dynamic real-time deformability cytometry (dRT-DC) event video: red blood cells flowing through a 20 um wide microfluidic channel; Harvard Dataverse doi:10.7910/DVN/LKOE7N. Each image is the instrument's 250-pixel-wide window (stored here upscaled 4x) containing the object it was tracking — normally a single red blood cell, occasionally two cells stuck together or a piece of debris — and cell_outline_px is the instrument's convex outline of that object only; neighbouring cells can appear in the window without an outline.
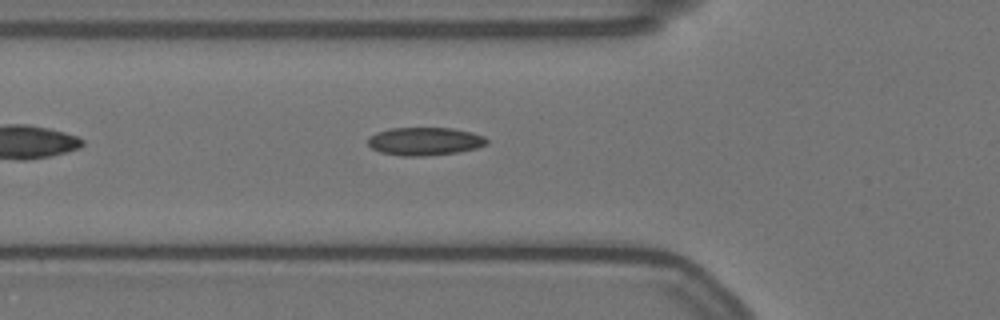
{"species": "Egyptian fruit bat (a non-hibernating species)", "species_latin": "Rousettus aegyptiacus", "temperature_condition": "warm", "stored_images_in_passage": 36, "camera_frame_rate_fps": 3000, "um_per_image_px": 0.085, "animal": {"sex": "female"}, "frame": {"image": 1, "passage_image": 4, "time_ms": 1.0, "image_size_px": [1000, 320], "cell_outline_px": [[488, 144], [476, 148], [460, 152], [424, 156], [400, 156], [380, 152], [372, 148], [368, 144], [368, 136], [376, 132], [388, 128], [452, 128], [472, 132], [484, 136], [488, 140]], "centroid_in_image_um": [36.1, 12.01], "position_along_channel_um": 89.7, "area_um2": 19.65}}
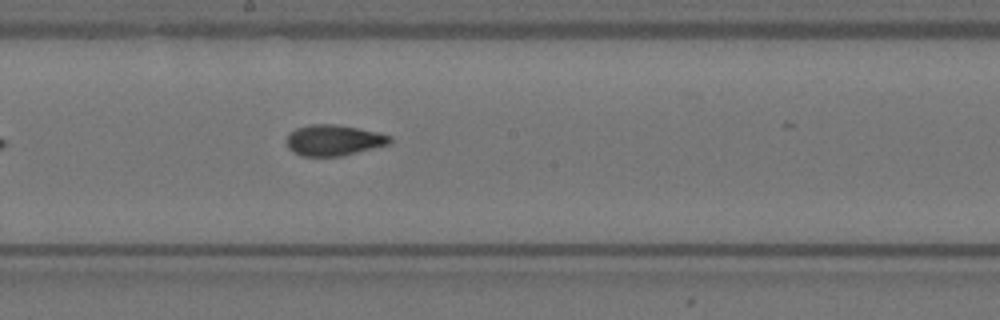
{"frame": {"image": 2, "passage_image": 15, "time_ms": 4.667, "image_size_px": [1000, 320], "cell_outline_px": [[392, 144], [340, 156], [300, 156], [292, 152], [288, 148], [288, 132], [296, 128], [308, 124], [332, 124], [356, 128], [376, 132], [392, 136]], "centroid_in_image_um": [28.36, 11.92], "position_along_channel_um": 219.8, "area_um2": 18.61}}
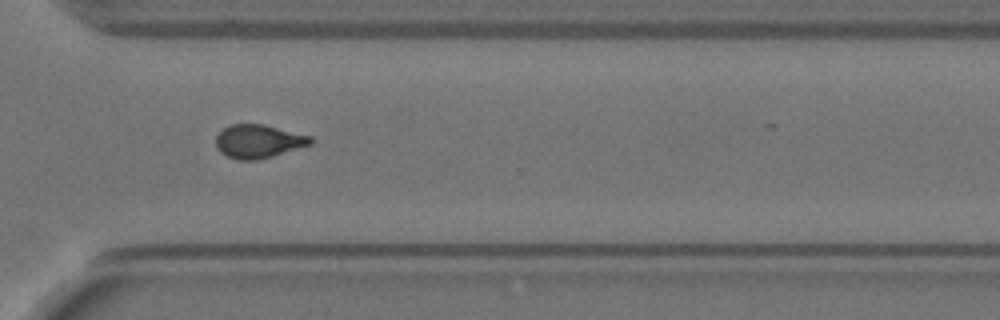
{"frame": {"image": 3, "passage_image": 26, "time_ms": 8.333, "image_size_px": [1000, 320], "cell_outline_px": [[312, 144], [272, 156], [256, 160], [236, 160], [220, 152], [216, 148], [216, 136], [224, 128], [232, 124], [264, 124], [312, 136]], "centroid_in_image_um": [21.96, 12.01], "position_along_channel_um": 348.6, "area_um2": 18.44}, "authors_computed_cell_mechanics": {"area_um2": 18.785, "velocity_mm_per_s": 3.5331, "shape_relaxation_time_tau1_ms": 8.4626, "shape_relaxation_time_tau2_ms": 2.2407, "deformation_change_tau1": 0.202, "deformation_change_tau2": 0.0825}}